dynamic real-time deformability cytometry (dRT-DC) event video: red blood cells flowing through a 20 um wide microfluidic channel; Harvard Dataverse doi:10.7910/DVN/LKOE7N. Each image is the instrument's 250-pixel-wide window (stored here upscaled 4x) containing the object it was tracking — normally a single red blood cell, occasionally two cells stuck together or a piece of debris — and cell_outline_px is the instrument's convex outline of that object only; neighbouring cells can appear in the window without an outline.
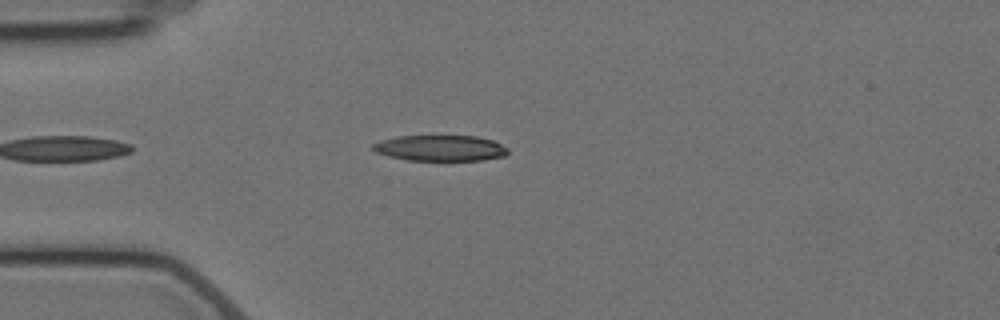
{"species": "Egyptian fruit bat (a non-hibernating species)", "species_latin": "Rousettus aegyptiacus", "temperature_condition": "cold", "stored_images_in_passage": 4, "camera_frame_rate_fps": 3000, "um_per_image_px": 0.085, "animal": {"sex": "female"}, "frame": {"image": 1, "passage_image": 4, "time_ms": 4.333, "image_size_px": [1000, 320], "cell_outline_px": [[508, 152], [504, 156], [484, 160], [408, 160], [388, 156], [376, 152], [372, 148], [372, 144], [380, 140], [396, 136], [476, 136], [492, 140], [508, 148]], "centroid_in_image_um": [37.41, 12.58], "position_along_channel_um": 47.6, "area_um2": 20.29}}